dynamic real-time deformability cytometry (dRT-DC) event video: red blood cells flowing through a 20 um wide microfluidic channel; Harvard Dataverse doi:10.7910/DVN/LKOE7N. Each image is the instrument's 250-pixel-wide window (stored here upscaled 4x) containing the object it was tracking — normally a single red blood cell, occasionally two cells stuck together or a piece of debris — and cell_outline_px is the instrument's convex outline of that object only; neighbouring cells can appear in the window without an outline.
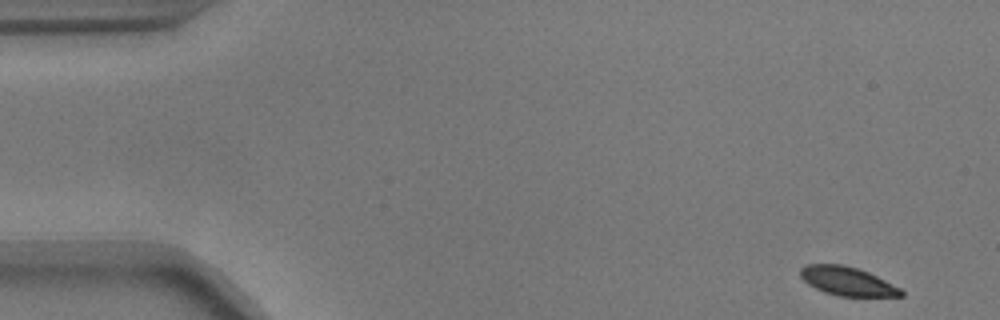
{"species": "common noctule bat (a hibernating species)", "species_latin": "Nyctalus noctula", "temperature_condition": "warm", "stored_images_in_passage": 9, "camera_frame_rate_fps": 3000, "um_per_image_px": 0.085, "animal": {"sex": "male", "body_mass_g": 17.9}, "frame": {"image": 1, "passage_image": 1, "time_ms": 0.0, "image_size_px": [1000, 320], "cell_outline_px": [[904, 296], [836, 296], [824, 292], [808, 284], [800, 276], [800, 268], [808, 264], [840, 264], [856, 268], [868, 272], [900, 288], [904, 292]], "centroid_in_image_um": [72.0, 23.9], "position_along_channel_um": 13.0, "area_um2": 16.7}}